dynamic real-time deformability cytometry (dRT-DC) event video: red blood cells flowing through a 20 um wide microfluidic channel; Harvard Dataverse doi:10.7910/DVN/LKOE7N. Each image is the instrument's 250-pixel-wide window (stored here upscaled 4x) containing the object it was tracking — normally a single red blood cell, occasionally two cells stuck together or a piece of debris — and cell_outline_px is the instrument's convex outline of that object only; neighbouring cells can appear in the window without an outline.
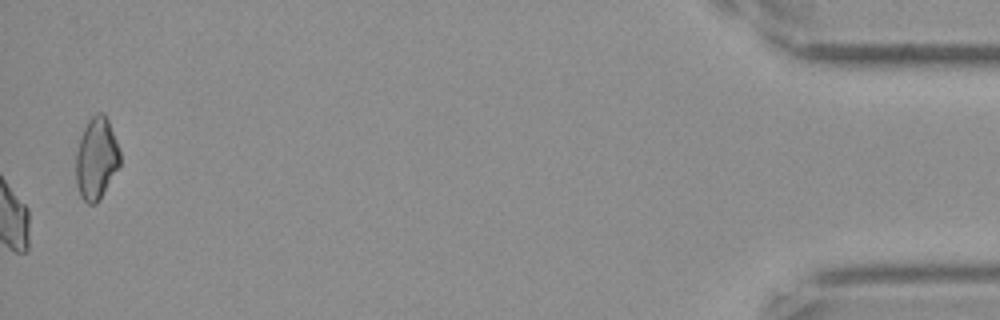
{"species": "Egyptian fruit bat (a non-hibernating species)", "species_latin": "Rousettus aegyptiacus", "temperature_condition": "cold", "stored_images_in_passage": 55, "camera_frame_rate_fps": 3000, "um_per_image_px": 0.085, "frame": {"image": 1, "passage_image": 55, "time_ms": 18.0, "image_size_px": [1000, 320], "cell_outline_px": [[120, 164], [96, 204], [88, 204], [80, 196], [76, 184], [76, 152], [80, 136], [88, 120], [96, 112], [104, 112], [108, 120], [116, 140], [120, 152]], "centroid_in_image_um": [8.17, 13.45], "position_along_channel_um": 427.0, "area_um2": 20.92}, "authors_computed_cell_mechanics": {"area_um2": 20.9236, "velocity_mm_per_s": 3.5275, "shape_relaxation_time_tau1_ms": null, "shape_relaxation_time_tau2_ms": 2.4083, "deformation_change_tau1": null, "deformation_change_tau2": 0.0717}}